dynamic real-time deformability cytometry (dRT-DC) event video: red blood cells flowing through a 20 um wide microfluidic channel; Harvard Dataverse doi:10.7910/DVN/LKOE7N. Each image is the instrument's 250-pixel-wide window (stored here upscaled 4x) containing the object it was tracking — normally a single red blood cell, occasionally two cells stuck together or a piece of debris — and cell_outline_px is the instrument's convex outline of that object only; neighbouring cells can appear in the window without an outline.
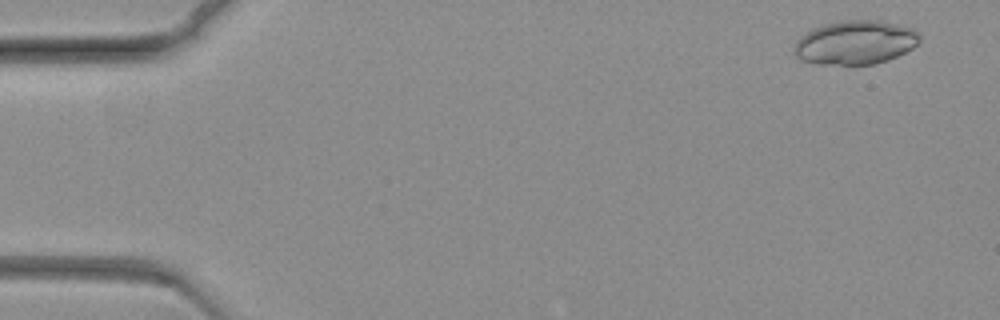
{"species": "common noctule bat (a hibernating species)", "species_latin": "Nyctalus noctula", "temperature_condition": "warm", "stored_images_in_passage": 21, "camera_frame_rate_fps": 3000, "um_per_image_px": 0.085, "animal": {"sex": "female", "body_mass_g": 19.3, "forearm_length_mm": 54.1}, "frame": {"image": 1, "passage_image": 4, "time_ms": 1.0, "image_size_px": [1000, 320], "cell_outline_px": [[920, 40], [912, 48], [888, 60], [872, 64], [816, 64], [800, 60], [792, 56], [792, 48], [796, 40], [804, 32], [812, 28], [824, 24], [840, 20], [880, 20], [912, 28], [920, 36]], "centroid_in_image_um": [72.61, 3.61], "position_along_channel_um": 12.4, "area_um2": 32.43}}